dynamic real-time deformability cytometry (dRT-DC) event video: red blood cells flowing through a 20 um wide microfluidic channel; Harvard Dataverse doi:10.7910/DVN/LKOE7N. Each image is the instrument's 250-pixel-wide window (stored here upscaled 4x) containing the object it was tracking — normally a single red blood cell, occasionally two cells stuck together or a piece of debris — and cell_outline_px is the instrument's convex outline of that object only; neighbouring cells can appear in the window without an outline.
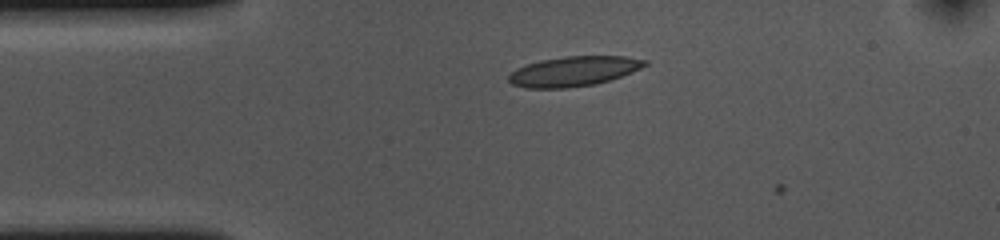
{"species": "common noctule bat (a hibernating species)", "species_latin": "Nyctalus noctula", "temperature_condition": "cold", "stored_images_in_passage": 2, "camera_frame_rate_fps": 3000, "um_per_image_px": 0.085, "animal": {"sex": "female", "body_mass_g": 10.0, "forearm_length_mm": 53.1}, "frame": {"image": 1, "passage_image": 1, "time_ms": 0.0, "image_size_px": [1000, 240], "cell_outline_px": [[648, 64], [632, 72], [596, 84], [564, 88], [524, 88], [512, 84], [508, 80], [508, 76], [516, 68], [540, 60], [568, 56], [624, 56], [648, 60]], "centroid_in_image_um": [48.75, 6.06], "position_along_channel_um": 36.2, "area_um2": 23.58}}